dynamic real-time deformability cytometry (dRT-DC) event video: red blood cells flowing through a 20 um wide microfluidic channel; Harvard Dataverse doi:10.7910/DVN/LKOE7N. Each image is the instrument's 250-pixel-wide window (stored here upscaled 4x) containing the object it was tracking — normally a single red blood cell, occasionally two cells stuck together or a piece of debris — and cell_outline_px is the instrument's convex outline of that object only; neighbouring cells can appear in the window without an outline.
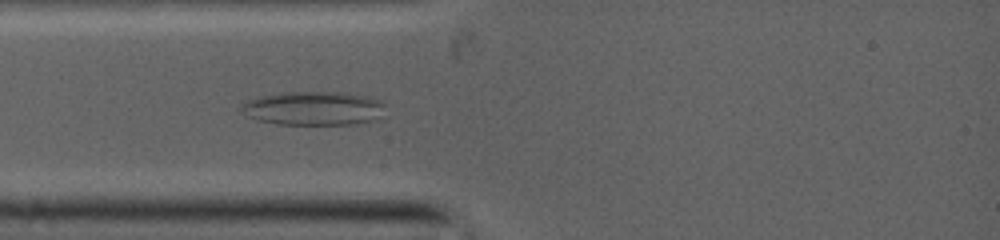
{"species": "common noctule bat (a hibernating species)", "species_latin": "Nyctalus noctula", "temperature_condition": "warm", "stored_images_in_passage": 7, "camera_frame_rate_fps": 5000, "um_per_image_px": 0.085, "animal": {"sex": "female", "body_mass_g": 19.0, "forearm_length_mm": 53.3}, "frame": {"image": 1, "passage_image": 7, "time_ms": 2.6, "image_size_px": [1000, 240], "cell_outline_px": [[380, 104], [368, 120], [352, 124], [280, 124], [260, 120], [252, 116], [240, 108], [244, 104], [252, 100], [264, 96], [296, 92], [336, 92], [360, 96], [372, 100]], "centroid_in_image_um": [26.49, 9.21], "position_along_channel_um": 58.5, "area_um2": 26.01}}